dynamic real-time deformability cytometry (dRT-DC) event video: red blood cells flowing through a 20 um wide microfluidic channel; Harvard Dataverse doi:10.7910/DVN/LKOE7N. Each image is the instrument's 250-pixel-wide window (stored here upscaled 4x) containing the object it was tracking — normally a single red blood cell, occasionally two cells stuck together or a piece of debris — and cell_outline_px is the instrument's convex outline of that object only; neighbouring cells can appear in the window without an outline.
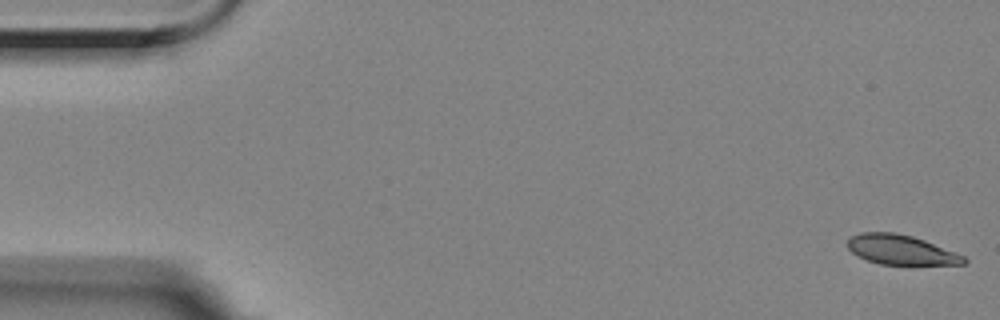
{"species": "Egyptian fruit bat (a non-hibernating species)", "species_latin": "Rousettus aegyptiacus", "temperature_condition": "room temperature", "stored_images_in_passage": 56, "camera_frame_rate_fps": 3000, "um_per_image_px": 0.085, "animal": {"sex": "female"}, "frame": {"image": 1, "passage_image": 1, "time_ms": 0.0, "image_size_px": [1000, 320], "cell_outline_px": [[968, 260], [964, 264], [880, 264], [868, 260], [852, 252], [848, 248], [848, 240], [852, 236], [860, 232], [896, 232], [912, 236], [924, 240], [964, 256]], "centroid_in_image_um": [76.57, 21.22], "position_along_channel_um": 8.4, "area_um2": 19.77}}
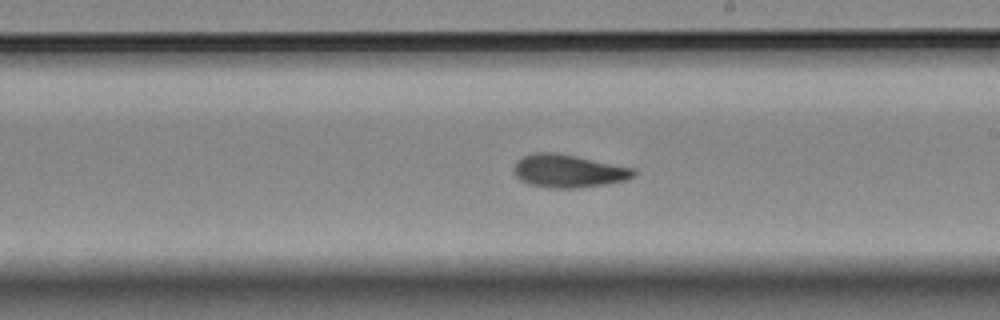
{"frame": {"image": 2, "passage_image": 32, "time_ms": 10.333, "image_size_px": [1000, 320], "cell_outline_px": [[636, 172], [632, 176], [624, 180], [604, 184], [576, 188], [552, 188], [528, 184], [520, 180], [512, 172], [512, 168], [516, 160], [524, 156], [536, 152], [552, 152], [576, 156], [636, 168]], "centroid_in_image_um": [48.26, 14.53], "position_along_channel_um": 240.7, "area_um2": 23.06}}
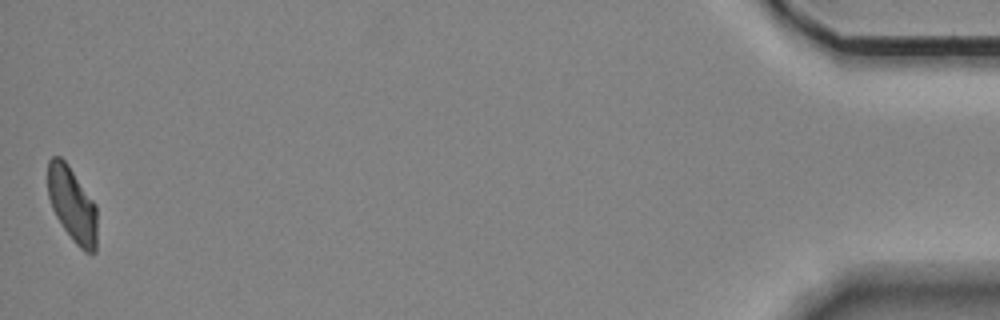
{"frame": {"image": 3, "passage_image": 56, "time_ms": 18.333, "image_size_px": [1000, 320], "cell_outline_px": [[96, 252], [84, 252], [72, 240], [56, 216], [52, 208], [48, 196], [48, 160], [52, 156], [60, 156], [64, 160], [96, 204]], "centroid_in_image_um": [6.13, 17.39], "position_along_channel_um": 429.1, "area_um2": 21.27}, "authors_computed_cell_mechanics": {"area_um2": 22.1952, "velocity_mm_per_s": 3.5071, "shape_relaxation_time_tau1_ms": 6.3068, "shape_relaxation_time_tau2_ms": 1.8746, "deformation_change_tau1": 0.1783, "deformation_change_tau2": 0.0766}}